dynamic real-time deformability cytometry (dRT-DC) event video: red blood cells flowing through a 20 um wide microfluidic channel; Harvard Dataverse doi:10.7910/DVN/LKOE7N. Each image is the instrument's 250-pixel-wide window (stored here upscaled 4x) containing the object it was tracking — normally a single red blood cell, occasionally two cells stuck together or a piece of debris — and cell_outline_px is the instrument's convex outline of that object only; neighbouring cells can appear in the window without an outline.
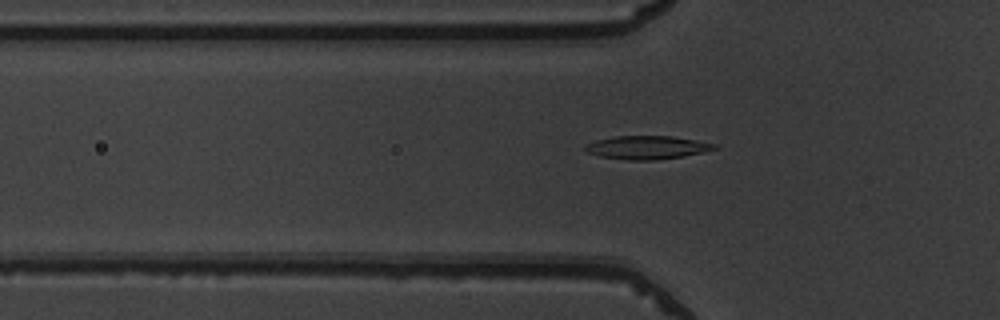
{"species": "common noctule bat (a hibernating species)", "species_latin": "Nyctalus noctula", "temperature_condition": "warm", "stored_images_in_passage": 30, "camera_frame_rate_fps": 3000, "um_per_image_px": 0.085, "animal": {"sex": "male", "body_mass_g": 19.5, "forearm_length_mm": 54.6}, "frame": {"image": 1, "passage_image": 10, "time_ms": 3.0, "image_size_px": [1000, 320], "cell_outline_px": [[720, 148], [684, 156], [656, 160], [628, 160], [600, 156], [588, 152], [584, 148], [584, 144], [596, 140], [616, 136], [672, 136], [720, 144]], "centroid_in_image_um": [55.05, 12.53], "position_along_channel_um": 70.8, "area_um2": 17.69}}
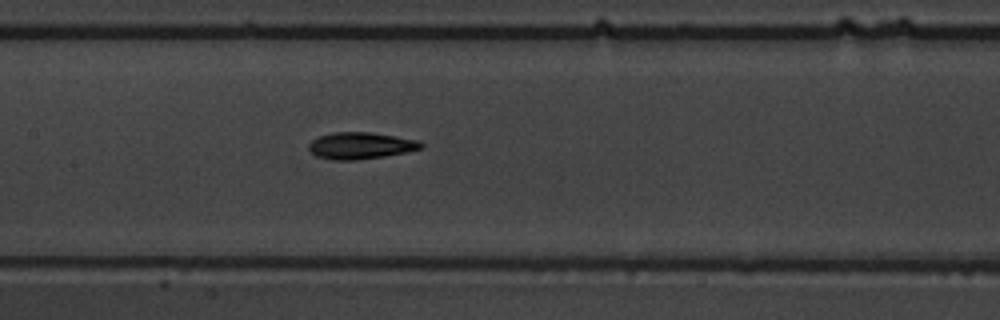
{"frame": {"image": 2, "passage_image": 18, "time_ms": 5.667, "image_size_px": [1000, 320], "cell_outline_px": [[424, 148], [384, 156], [356, 160], [332, 160], [316, 156], [308, 148], [308, 144], [312, 140], [320, 136], [332, 132], [368, 132], [420, 140], [424, 144]], "centroid_in_image_um": [30.65, 12.38], "position_along_channel_um": 176.7, "area_um2": 17.46}}
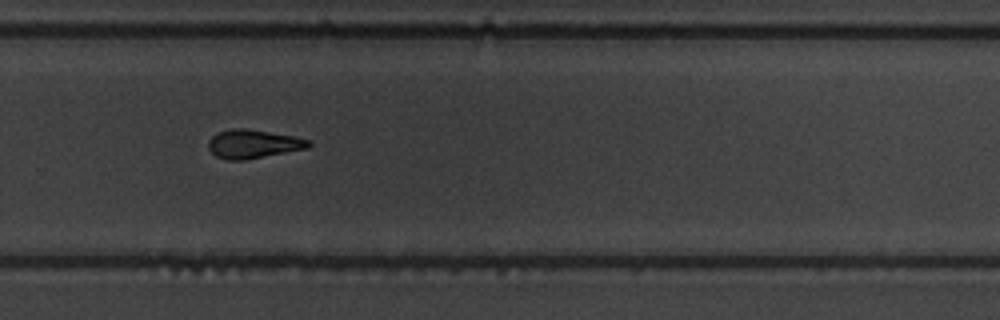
{"frame": {"image": 3, "passage_image": 28, "time_ms": 9.0, "image_size_px": [1000, 320], "cell_outline_px": [[312, 144], [308, 148], [244, 160], [228, 160], [216, 156], [208, 148], [208, 140], [212, 136], [220, 132], [232, 128], [244, 128], [292, 136], [308, 140]], "centroid_in_image_um": [21.49, 12.24], "position_along_channel_um": 308.3, "area_um2": 16.47}}